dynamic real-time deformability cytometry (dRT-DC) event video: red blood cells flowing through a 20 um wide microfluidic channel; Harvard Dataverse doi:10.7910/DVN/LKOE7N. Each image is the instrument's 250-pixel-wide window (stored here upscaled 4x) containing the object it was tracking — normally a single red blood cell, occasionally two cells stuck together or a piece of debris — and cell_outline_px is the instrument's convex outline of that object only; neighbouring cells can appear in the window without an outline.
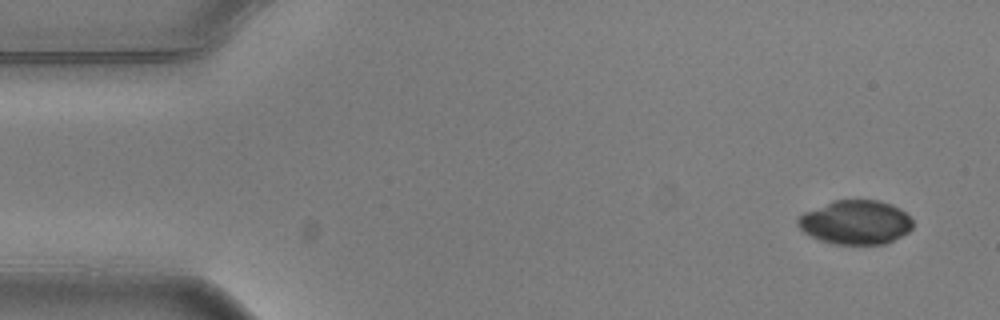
{"species": "common noctule bat (a hibernating species)", "species_latin": "Nyctalus noctula", "temperature_condition": "warm", "stored_images_in_passage": 6, "camera_frame_rate_fps": 3000, "um_per_image_px": 0.085, "animal": {"sex": "male", "body_mass_g": 20.5, "forearm_length_mm": 52.5}, "frame": {"image": 1, "passage_image": 1, "time_ms": 0.0, "image_size_px": [1000, 320], "cell_outline_px": [[912, 228], [908, 232], [884, 244], [832, 244], [820, 240], [804, 232], [796, 224], [796, 220], [804, 212], [832, 200], [880, 200], [892, 204], [900, 208], [912, 220]], "centroid_in_image_um": [72.7, 18.88], "position_along_channel_um": 12.3, "area_um2": 29.54}}